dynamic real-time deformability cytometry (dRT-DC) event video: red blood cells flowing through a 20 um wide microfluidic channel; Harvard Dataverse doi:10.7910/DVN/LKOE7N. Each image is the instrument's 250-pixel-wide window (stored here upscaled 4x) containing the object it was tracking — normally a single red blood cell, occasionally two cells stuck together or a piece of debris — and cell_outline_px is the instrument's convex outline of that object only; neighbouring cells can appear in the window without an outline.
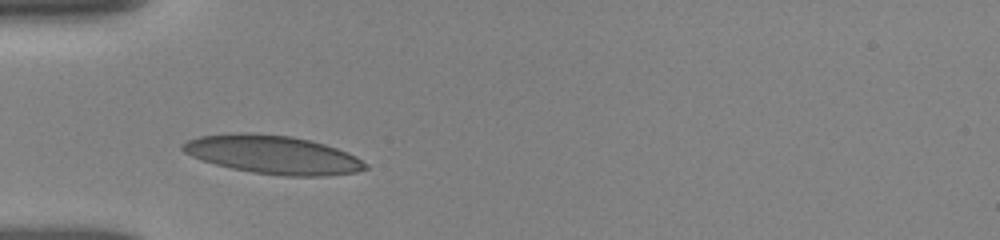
{"species": "human", "species_latin": "Homo sapiens", "temperature_condition": "room temperature", "stored_images_in_passage": 4, "camera_frame_rate_fps": 3000, "um_per_image_px": 0.085, "donor": {"sex": "female"}, "frame": {"image": 1, "passage_image": 1, "time_ms": 0.0, "image_size_px": [1000, 240], "cell_outline_px": [[368, 168], [356, 172], [328, 176], [284, 176], [252, 172], [232, 168], [216, 164], [192, 156], [184, 152], [180, 148], [180, 144], [188, 140], [200, 136], [240, 132], [248, 132], [292, 136], [324, 144], [348, 152], [356, 156], [368, 164]], "centroid_in_image_um": [23.21, 13.14], "position_along_channel_um": 61.8, "area_um2": 40.92}}
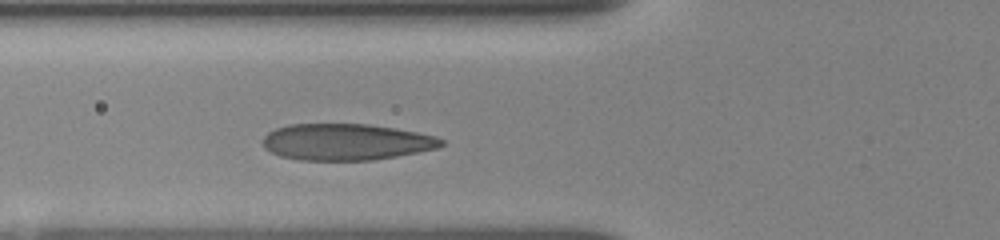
{"frame": {"image": 2, "passage_image": 4, "time_ms": 1.0, "image_size_px": [1000, 240], "cell_outline_px": [[444, 144], [436, 148], [396, 156], [372, 160], [300, 160], [280, 156], [264, 148], [264, 136], [268, 132], [276, 128], [288, 124], [368, 124], [416, 132], [436, 136], [444, 140]], "centroid_in_image_um": [29.4, 12.06], "position_along_channel_um": 96.4, "area_um2": 37.69}}